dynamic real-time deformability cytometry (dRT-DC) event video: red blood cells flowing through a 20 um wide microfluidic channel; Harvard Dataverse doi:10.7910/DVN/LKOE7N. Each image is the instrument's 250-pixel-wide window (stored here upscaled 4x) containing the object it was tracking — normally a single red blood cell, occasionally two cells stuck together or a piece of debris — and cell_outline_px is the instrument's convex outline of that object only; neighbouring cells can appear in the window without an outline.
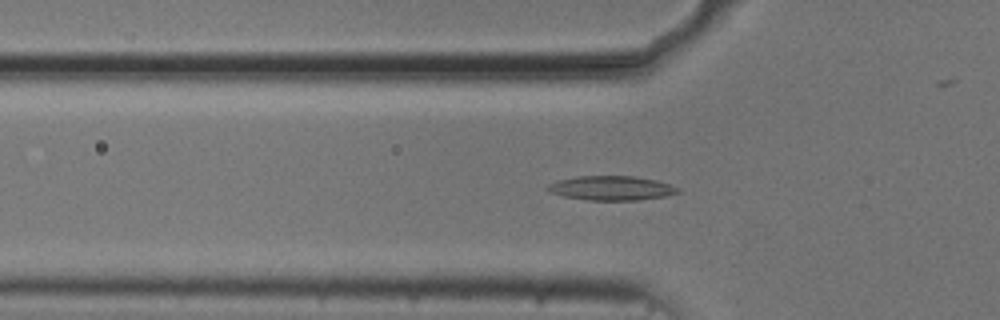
{"species": "common noctule bat (a hibernating species)", "species_latin": "Nyctalus noctula", "temperature_condition": "cold", "stored_images_in_passage": 41, "camera_frame_rate_fps": 3000, "um_per_image_px": 0.085, "animal": {"sex": "male", "body_mass_g": 20.5, "forearm_length_mm": 52.5}, "frame": {"image": 1, "passage_image": 5, "time_ms": 1.333, "image_size_px": [1000, 320], "cell_outline_px": [[680, 192], [664, 196], [636, 200], [588, 200], [564, 196], [548, 192], [544, 188], [548, 184], [560, 180], [576, 176], [636, 176], [656, 180], [680, 188]], "centroid_in_image_um": [51.94, 15.98], "position_along_channel_um": 73.9, "area_um2": 18.44}}
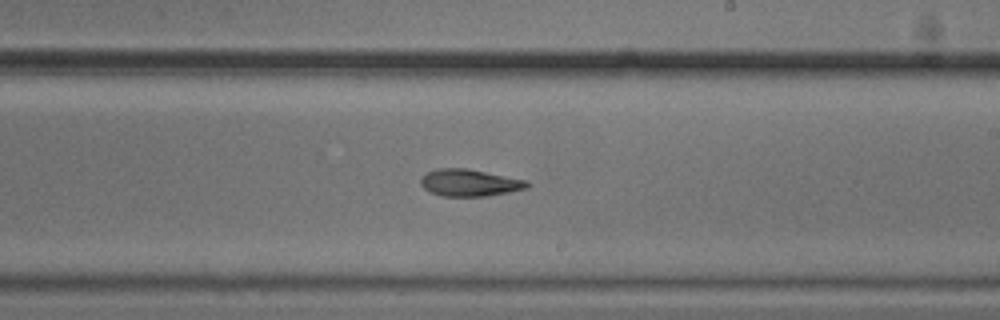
{"frame": {"image": 2, "passage_image": 19, "time_ms": 6.0, "image_size_px": [1000, 320], "cell_outline_px": [[532, 184], [528, 188], [488, 196], [440, 196], [424, 188], [420, 184], [420, 180], [428, 172], [436, 168], [468, 168], [528, 180]], "centroid_in_image_um": [39.96, 15.53], "position_along_channel_um": 249.0, "area_um2": 16.88}}
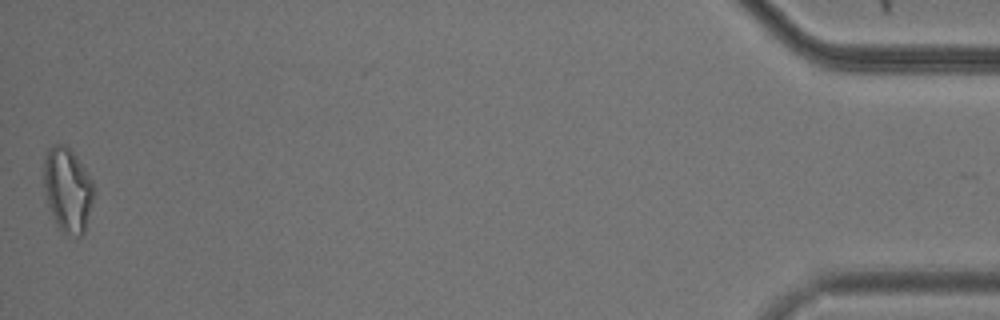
{"frame": {"image": 3, "passage_image": 41, "time_ms": 13.333, "image_size_px": [1000, 320], "cell_outline_px": [[92, 200], [84, 232], [80, 236], [64, 236], [56, 224], [48, 208], [44, 188], [44, 160], [48, 148], [52, 144], [68, 144], [92, 180]], "centroid_in_image_um": [5.71, 16.13], "position_along_channel_um": 429.5, "area_um2": 24.62}, "authors_computed_cell_mechanics": {"area_um2": 17.34, "velocity_mm_per_s": 3.7354, "shape_relaxation_time_tau1_ms": null, "shape_relaxation_time_tau2_ms": 4.1671, "deformation_change_tau1": null, "deformation_change_tau2": 0.1225}}